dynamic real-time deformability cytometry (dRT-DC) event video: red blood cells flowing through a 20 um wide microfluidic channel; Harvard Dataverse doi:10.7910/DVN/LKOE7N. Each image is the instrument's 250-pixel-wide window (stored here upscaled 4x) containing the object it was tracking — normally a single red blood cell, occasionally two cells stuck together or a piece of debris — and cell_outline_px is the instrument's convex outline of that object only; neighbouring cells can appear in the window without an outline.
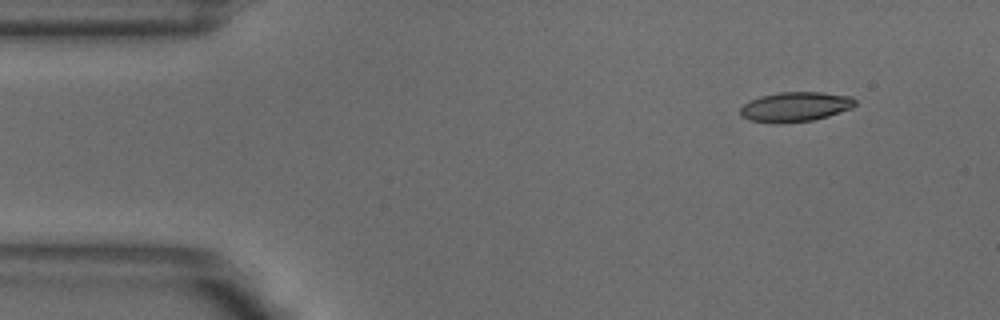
{"species": "common noctule bat (a hibernating species)", "species_latin": "Nyctalus noctula", "temperature_condition": "warm", "stored_images_in_passage": 5, "segment_of_instrument_passage": [2, 2], "camera_frame_rate_fps": 3000, "um_per_image_px": 0.085, "animal": {"sex": "male", "body_mass_g": 18.8}, "frame": {"image": 1, "passage_image": 5, "time_ms": 1.333, "image_size_px": [1000, 320], "cell_outline_px": [[856, 104], [852, 108], [828, 116], [812, 120], [780, 124], [776, 124], [748, 120], [740, 116], [740, 108], [748, 100], [760, 96], [780, 92], [820, 92], [852, 96], [856, 100]], "centroid_in_image_um": [67.57, 9.08], "position_along_channel_um": 17.4, "area_um2": 20.17}}